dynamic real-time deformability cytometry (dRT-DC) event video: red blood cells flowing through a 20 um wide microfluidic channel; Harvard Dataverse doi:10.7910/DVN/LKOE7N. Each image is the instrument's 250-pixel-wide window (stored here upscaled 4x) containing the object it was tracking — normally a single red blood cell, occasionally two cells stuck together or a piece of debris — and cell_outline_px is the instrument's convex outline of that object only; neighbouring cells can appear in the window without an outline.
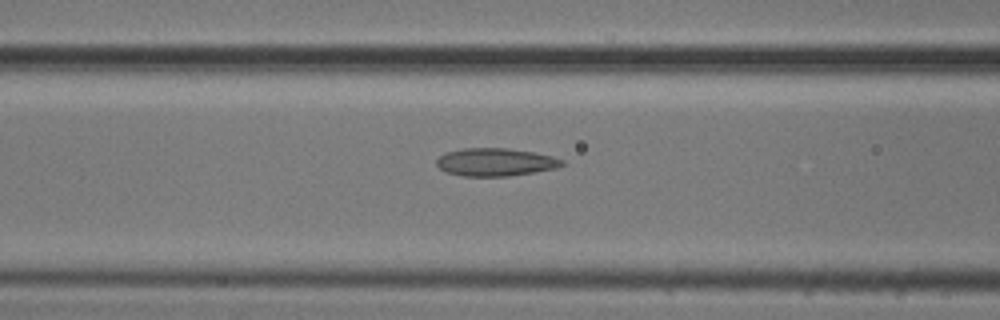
{"species": "common noctule bat (a hibernating species)", "species_latin": "Nyctalus noctula", "temperature_condition": "cold", "stored_images_in_passage": 32, "camera_frame_rate_fps": 3000, "um_per_image_px": 0.085, "animal": {"sex": "male", "body_mass_g": 20.5, "forearm_length_mm": 52.5}, "frame": {"image": 1, "passage_image": 17, "time_ms": 5.333, "image_size_px": [1000, 320], "cell_outline_px": [[564, 164], [556, 168], [508, 176], [464, 176], [444, 172], [436, 164], [436, 160], [444, 152], [464, 148], [508, 148], [532, 152], [552, 156], [564, 160]], "centroid_in_image_um": [42.07, 13.77], "position_along_channel_um": 124.5, "area_um2": 20.35}}
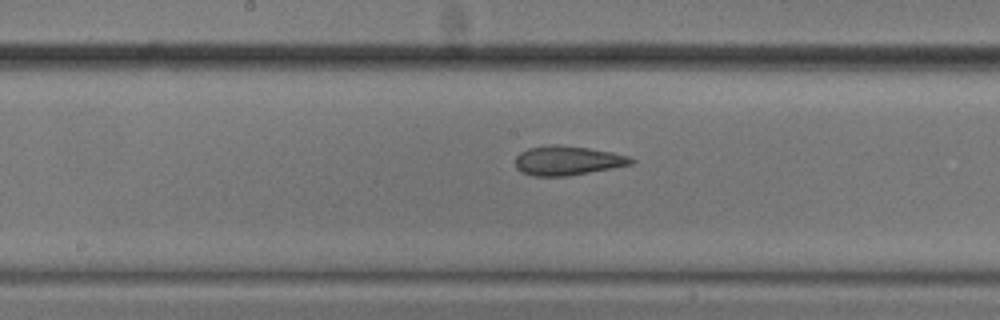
{"frame": {"image": 2, "passage_image": 23, "time_ms": 7.333, "image_size_px": [1000, 320], "cell_outline_px": [[636, 160], [632, 164], [612, 168], [568, 176], [532, 176], [520, 172], [516, 168], [516, 156], [520, 152], [528, 148], [552, 144], [556, 144], [588, 148], [612, 152], [628, 156]], "centroid_in_image_um": [48.21, 13.65], "position_along_channel_um": 200.0, "area_um2": 19.83}}
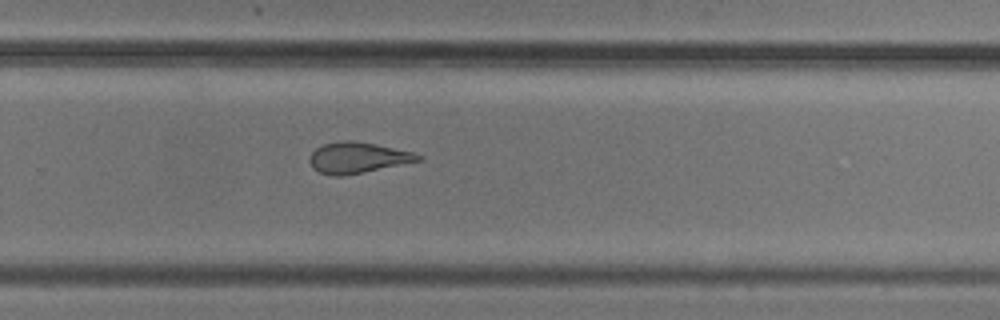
{"frame": {"image": 3, "passage_image": 31, "time_ms": 10.0, "image_size_px": [1000, 320], "cell_outline_px": [[424, 160], [344, 176], [332, 176], [320, 172], [312, 168], [308, 160], [312, 152], [316, 148], [324, 144], [348, 140], [352, 140], [376, 144], [412, 152], [424, 156]], "centroid_in_image_um": [30.41, 13.41], "position_along_channel_um": 299.4, "area_um2": 19.59}}